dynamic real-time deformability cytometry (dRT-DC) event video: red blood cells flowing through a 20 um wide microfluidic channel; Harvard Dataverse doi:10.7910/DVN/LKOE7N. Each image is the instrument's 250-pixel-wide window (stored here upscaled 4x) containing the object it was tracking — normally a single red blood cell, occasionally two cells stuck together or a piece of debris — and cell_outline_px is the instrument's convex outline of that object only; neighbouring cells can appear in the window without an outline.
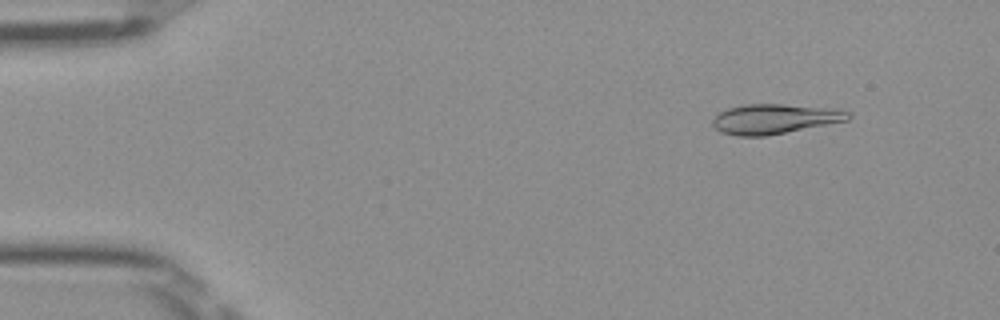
{"species": "Egyptian fruit bat (a non-hibernating species)", "species_latin": "Rousettus aegyptiacus", "temperature_condition": "room temperature", "stored_images_in_passage": 36, "camera_frame_rate_fps": 3000, "um_per_image_px": 0.085, "frame": {"image": 1, "passage_image": 5, "time_ms": 1.333, "image_size_px": [1000, 320], "cell_outline_px": [[852, 116], [848, 120], [768, 136], [736, 136], [720, 132], [712, 124], [712, 120], [720, 112], [728, 108], [744, 104], [784, 104], [836, 108], [852, 112]], "centroid_in_image_um": [65.87, 10.1], "position_along_channel_um": 19.1, "area_um2": 23.81}}
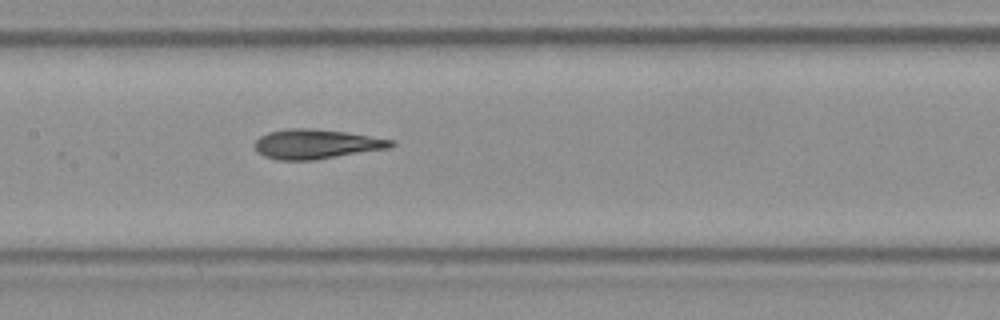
{"frame": {"image": 2, "passage_image": 24, "time_ms": 7.667, "image_size_px": [1000, 320], "cell_outline_px": [[396, 144], [392, 148], [316, 160], [276, 160], [264, 156], [256, 152], [252, 144], [260, 136], [268, 132], [288, 128], [312, 128], [348, 132], [396, 140]], "centroid_in_image_um": [26.9, 12.25], "position_along_channel_um": 180.5, "area_um2": 24.1}}
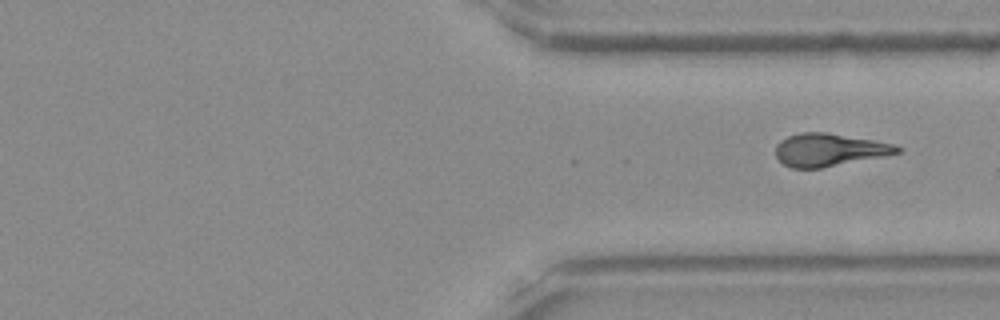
{"frame": {"image": 3, "passage_image": 36, "time_ms": 11.667, "image_size_px": [1000, 320], "cell_outline_px": [[904, 148], [900, 152], [888, 156], [820, 168], [792, 168], [784, 164], [776, 156], [776, 144], [780, 140], [788, 136], [800, 132], [828, 132], [896, 144]], "centroid_in_image_um": [70.53, 12.73], "position_along_channel_um": 340.9, "area_um2": 23.47}}